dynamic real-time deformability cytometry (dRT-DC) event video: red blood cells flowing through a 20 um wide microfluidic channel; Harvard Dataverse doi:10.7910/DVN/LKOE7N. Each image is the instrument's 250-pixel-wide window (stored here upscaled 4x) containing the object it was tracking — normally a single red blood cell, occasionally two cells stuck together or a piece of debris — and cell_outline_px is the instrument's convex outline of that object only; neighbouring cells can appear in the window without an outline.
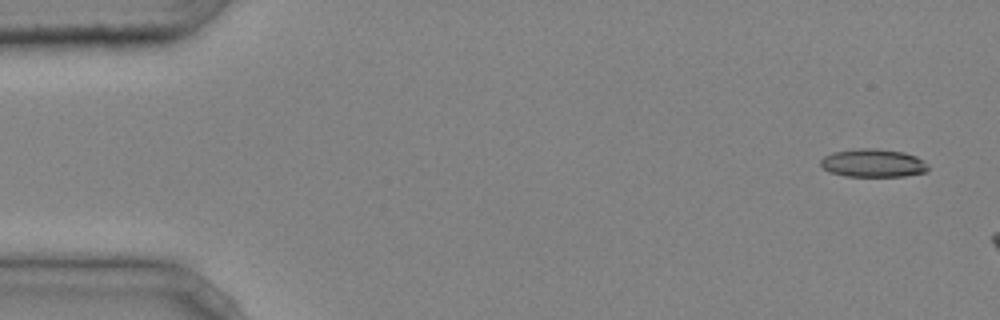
{"species": "common noctule bat (a hibernating species)", "species_latin": "Nyctalus noctula", "temperature_condition": "cold", "stored_images_in_passage": 2, "camera_frame_rate_fps": 3000, "um_per_image_px": 0.085, "animal": {"sex": "male", "body_mass_g": 20.4}, "frame": {"image": 1, "passage_image": 2, "time_ms": 0.333, "image_size_px": [1000, 320], "cell_outline_px": [[928, 168], [924, 172], [904, 176], [844, 176], [828, 172], [820, 164], [820, 160], [824, 156], [832, 152], [852, 148], [876, 148], [904, 152], [916, 156], [924, 160], [928, 164]], "centroid_in_image_um": [74.18, 13.85], "position_along_channel_um": 10.8, "area_um2": 17.86}}